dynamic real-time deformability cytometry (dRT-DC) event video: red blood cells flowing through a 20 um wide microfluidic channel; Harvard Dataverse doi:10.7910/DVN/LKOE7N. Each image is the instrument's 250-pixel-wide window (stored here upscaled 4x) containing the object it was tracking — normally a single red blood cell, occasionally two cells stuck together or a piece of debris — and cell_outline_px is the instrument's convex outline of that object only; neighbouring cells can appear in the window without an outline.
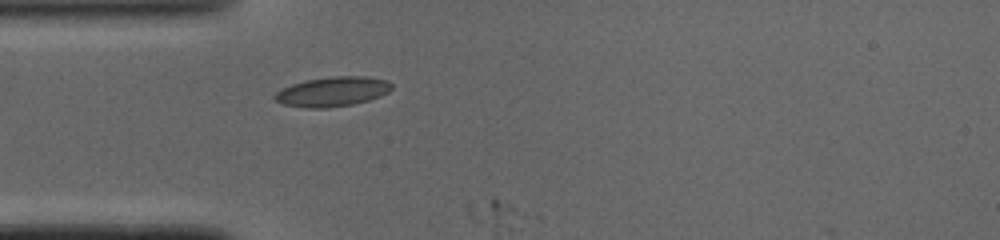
{"species": "common noctule bat (a hibernating species)", "species_latin": "Nyctalus noctula", "temperature_condition": "cold", "stored_images_in_passage": 2, "camera_frame_rate_fps": 3000, "um_per_image_px": 0.085, "animal": {"sex": "male", "body_mass_g": 19.0, "forearm_length_mm": 50.8}, "frame": {"image": 1, "passage_image": 1, "time_ms": 0.0, "image_size_px": [1000, 240], "cell_outline_px": [[392, 88], [388, 92], [380, 96], [368, 100], [352, 104], [328, 108], [308, 108], [284, 104], [276, 100], [272, 96], [280, 88], [304, 80], [332, 76], [368, 76], [388, 80], [392, 84]], "centroid_in_image_um": [28.26, 7.77], "position_along_channel_um": 56.7, "area_um2": 20.35}}